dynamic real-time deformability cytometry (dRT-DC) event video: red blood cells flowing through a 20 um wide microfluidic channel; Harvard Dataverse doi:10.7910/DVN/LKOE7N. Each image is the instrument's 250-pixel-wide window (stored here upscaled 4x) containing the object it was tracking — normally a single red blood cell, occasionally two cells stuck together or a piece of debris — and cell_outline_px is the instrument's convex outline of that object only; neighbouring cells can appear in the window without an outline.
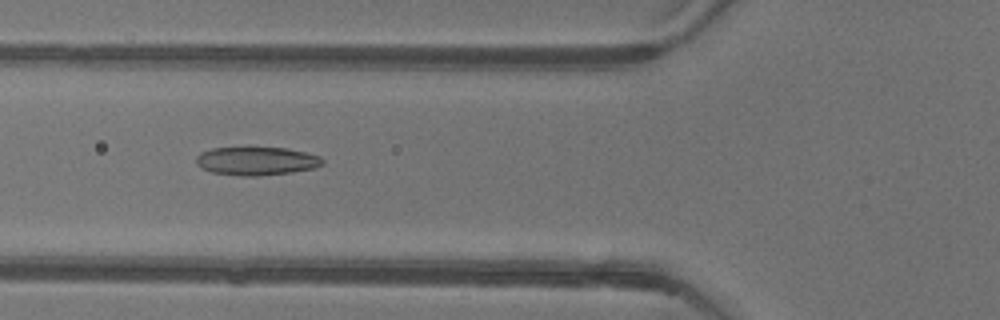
{"species": "common noctule bat (a hibernating species)", "species_latin": "Nyctalus noctula", "temperature_condition": "warm", "stored_images_in_passage": 52, "camera_frame_rate_fps": 3000, "um_per_image_px": 0.085, "animal": {"sex": "female"}, "frame": {"image": 1, "passage_image": 19, "time_ms": 6.0, "image_size_px": [1000, 320], "cell_outline_px": [[324, 164], [312, 168], [292, 172], [256, 176], [240, 176], [212, 172], [200, 168], [196, 164], [196, 156], [200, 152], [212, 148], [288, 148], [320, 156], [324, 160]], "centroid_in_image_um": [21.78, 13.69], "position_along_channel_um": 104.0, "area_um2": 20.87}}
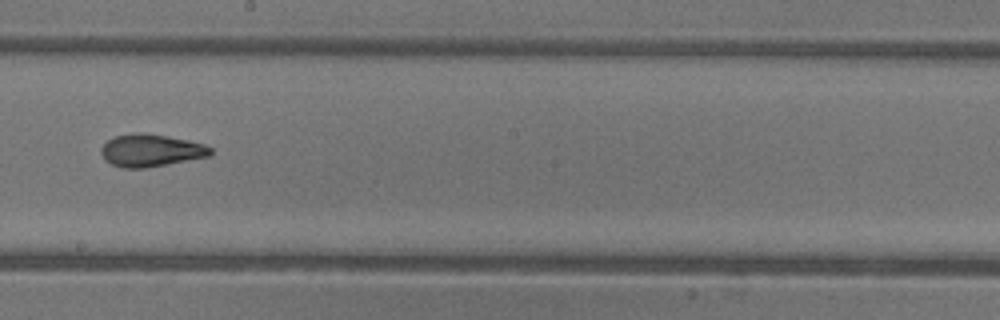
{"frame": {"image": 2, "passage_image": 29, "time_ms": 9.333, "image_size_px": [1000, 320], "cell_outline_px": [[212, 152], [208, 156], [144, 168], [120, 168], [104, 160], [100, 152], [100, 148], [108, 140], [116, 136], [136, 132], [140, 132], [168, 136], [188, 140], [204, 144], [212, 148]], "centroid_in_image_um": [12.78, 12.78], "position_along_channel_um": 235.4, "area_um2": 20.58}}
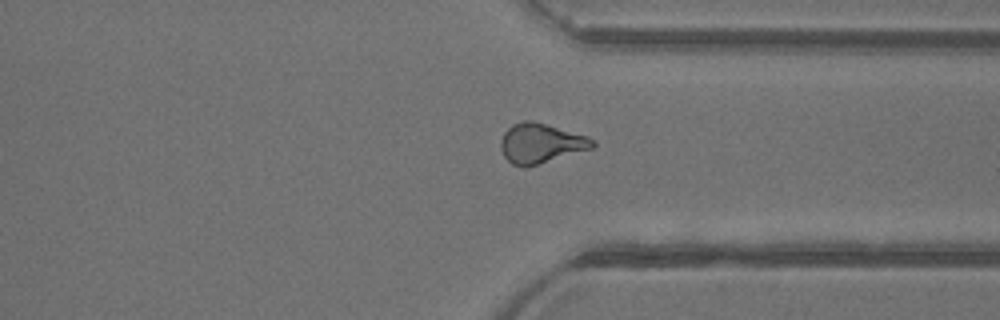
{"frame": {"image": 3, "passage_image": 39, "time_ms": 12.667, "image_size_px": [1000, 320], "cell_outline_px": [[596, 144], [592, 148], [524, 168], [512, 164], [504, 156], [500, 148], [500, 140], [504, 132], [512, 124], [524, 120], [532, 120], [588, 136], [596, 140]], "centroid_in_image_um": [45.95, 12.17], "position_along_channel_um": 365.5, "area_um2": 21.27}, "authors_computed_cell_mechanics": {"area_um2": 21.2126, "velocity_mm_per_s": 3.9235, "shape_relaxation_time_tau1_ms": 9.6862, "shape_relaxation_time_tau2_ms": 1.6903, "deformation_change_tau1": 0.2297, "deformation_change_tau2": 0.0939}}